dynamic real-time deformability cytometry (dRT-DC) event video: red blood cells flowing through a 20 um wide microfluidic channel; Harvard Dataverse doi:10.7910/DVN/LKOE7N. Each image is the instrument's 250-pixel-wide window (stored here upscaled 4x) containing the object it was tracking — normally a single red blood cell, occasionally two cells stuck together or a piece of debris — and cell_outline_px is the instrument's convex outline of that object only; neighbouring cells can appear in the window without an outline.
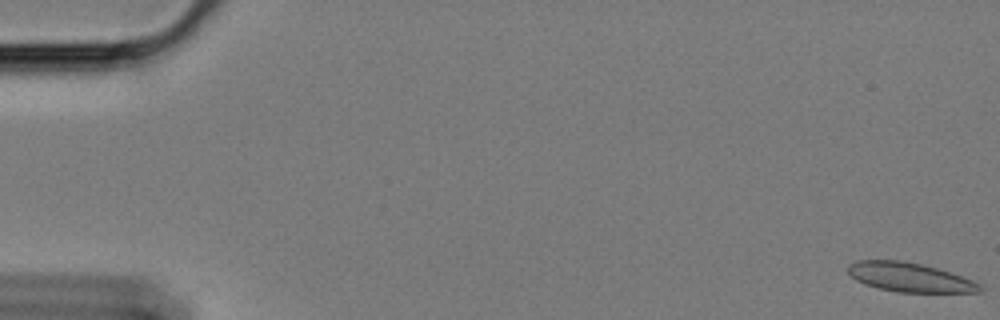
{"species": "Egyptian fruit bat (a non-hibernating species)", "species_latin": "Rousettus aegyptiacus", "temperature_condition": "cold", "stored_images_in_passage": 10, "camera_frame_rate_fps": 3000, "um_per_image_px": 0.085, "animal": {"sex": "female"}, "frame": {"image": 1, "passage_image": 1, "time_ms": 0.0, "image_size_px": [1000, 320], "cell_outline_px": [[984, 292], [896, 292], [876, 288], [864, 284], [856, 280], [848, 272], [848, 264], [856, 260], [900, 260], [920, 264], [936, 268], [972, 280], [980, 284], [984, 288]], "centroid_in_image_um": [77.3, 23.57], "position_along_channel_um": 7.7, "area_um2": 22.37}}